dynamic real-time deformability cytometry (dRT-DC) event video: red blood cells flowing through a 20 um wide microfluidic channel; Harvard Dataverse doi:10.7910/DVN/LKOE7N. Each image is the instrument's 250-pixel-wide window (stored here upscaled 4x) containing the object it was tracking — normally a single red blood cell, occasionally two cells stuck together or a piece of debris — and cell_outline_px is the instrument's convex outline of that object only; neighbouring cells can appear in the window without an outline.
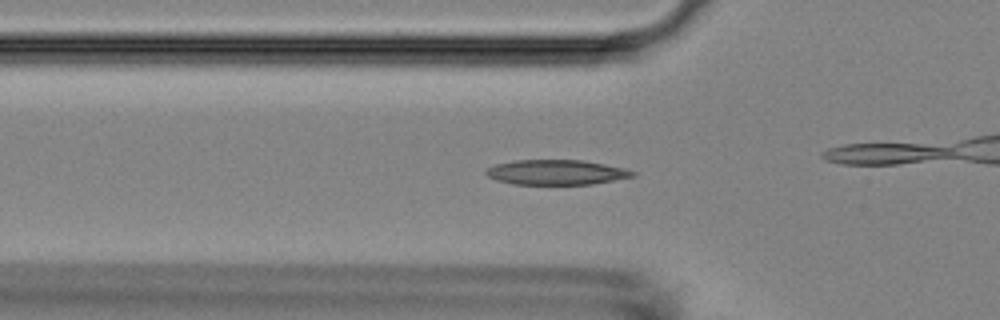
{"species": "Egyptian fruit bat (a non-hibernating species)", "species_latin": "Rousettus aegyptiacus", "temperature_condition": "room temperature", "stored_images_in_passage": 42, "camera_frame_rate_fps": 3000, "um_per_image_px": 0.085, "animal": {"sex": "female"}, "frame": {"image": 1, "passage_image": 6, "time_ms": 1.667, "image_size_px": [1000, 320], "cell_outline_px": [[636, 176], [592, 184], [512, 184], [496, 180], [488, 176], [484, 172], [488, 168], [496, 164], [516, 160], [584, 160], [624, 168], [636, 172]], "centroid_in_image_um": [47.29, 14.64], "position_along_channel_um": 78.5, "area_um2": 21.27}}
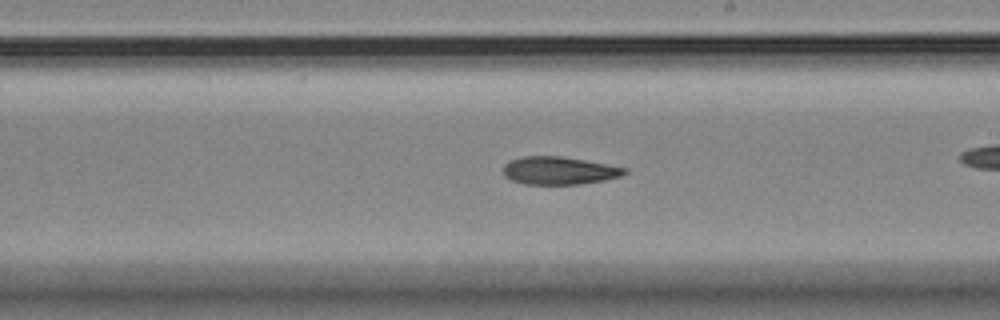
{"frame": {"image": 2, "passage_image": 19, "time_ms": 6.0, "image_size_px": [1000, 320], "cell_outline_px": [[628, 172], [620, 176], [604, 180], [580, 184], [524, 184], [512, 180], [504, 176], [504, 164], [508, 160], [524, 156], [560, 156], [584, 160], [628, 168]], "centroid_in_image_um": [47.51, 14.5], "position_along_channel_um": 241.5, "area_um2": 19.65}}
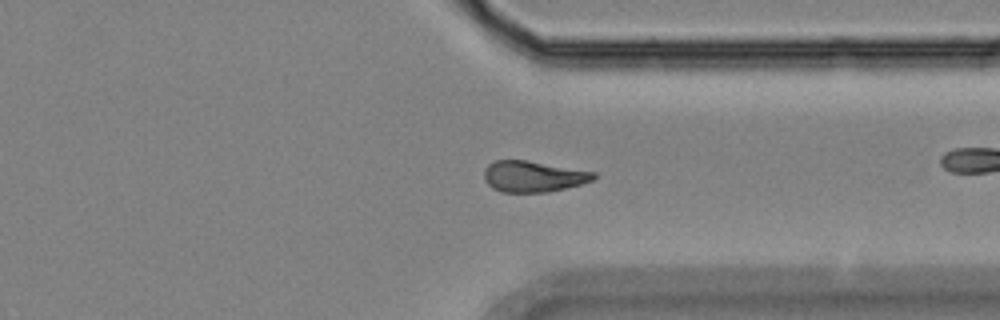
{"frame": {"image": 3, "passage_image": 29, "time_ms": 9.333, "image_size_px": [1000, 320], "cell_outline_px": [[596, 176], [592, 180], [580, 184], [548, 192], [500, 192], [492, 188], [484, 180], [484, 168], [488, 164], [496, 160], [524, 160], [596, 172]], "centroid_in_image_um": [45.28, 15.0], "position_along_channel_um": 366.1, "area_um2": 19.71}, "authors_computed_cell_mechanics": {"area_um2": 20.3167, "velocity_mm_per_s": 3.7319, "shape_relaxation_time_tau1_ms": 5.6938, "shape_relaxation_time_tau2_ms": null, "deformation_change_tau1": 0.1441, "deformation_change_tau2": null}}